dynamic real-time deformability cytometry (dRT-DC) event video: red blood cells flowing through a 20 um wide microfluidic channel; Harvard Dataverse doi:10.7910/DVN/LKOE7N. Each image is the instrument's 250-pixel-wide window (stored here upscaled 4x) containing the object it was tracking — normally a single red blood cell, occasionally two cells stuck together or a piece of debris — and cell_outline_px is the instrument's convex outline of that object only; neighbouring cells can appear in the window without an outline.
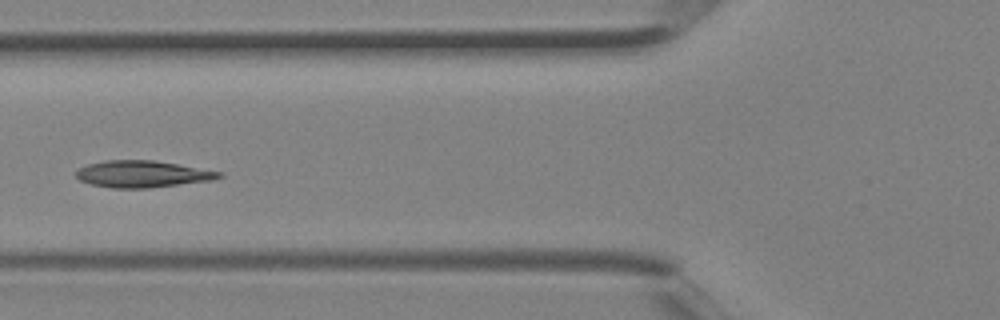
{"species": "Egyptian fruit bat (a non-hibernating species)", "species_latin": "Rousettus aegyptiacus", "temperature_condition": "room temperature", "stored_images_in_passage": 3, "camera_frame_rate_fps": 3000, "um_per_image_px": 0.085, "animal": {"sex": "female"}, "frame": {"image": 1, "passage_image": 3, "time_ms": 0.667, "image_size_px": [1000, 320], "cell_outline_px": [[224, 176], [212, 180], [148, 188], [112, 188], [92, 184], [80, 180], [76, 176], [76, 172], [80, 168], [88, 164], [104, 160], [152, 160], [224, 172]], "centroid_in_image_um": [12.12, 14.79], "position_along_channel_um": 113.7, "area_um2": 22.14}}